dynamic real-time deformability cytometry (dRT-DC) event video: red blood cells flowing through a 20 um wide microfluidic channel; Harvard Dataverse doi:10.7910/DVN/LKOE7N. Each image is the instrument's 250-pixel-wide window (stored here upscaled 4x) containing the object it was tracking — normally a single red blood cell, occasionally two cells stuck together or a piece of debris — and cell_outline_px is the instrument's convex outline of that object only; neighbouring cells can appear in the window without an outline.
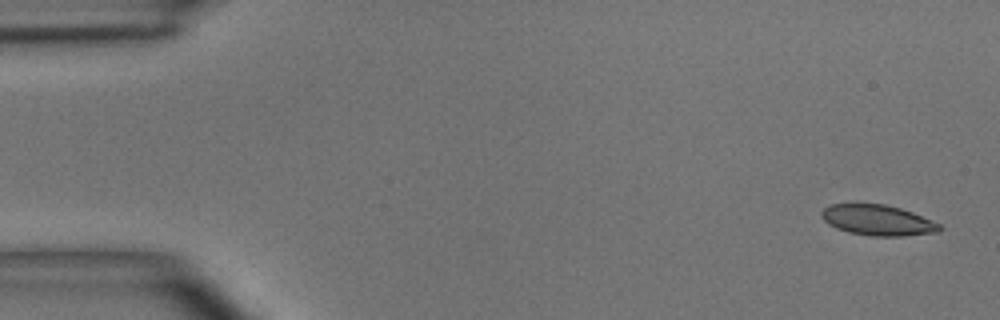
{"species": "common noctule bat (a hibernating species)", "species_latin": "Nyctalus noctula", "temperature_condition": "room temperature", "stored_images_in_passage": 4, "camera_frame_rate_fps": 3000, "um_per_image_px": 0.085, "animal": {"sex": "male", "body_mass_g": 15.6}, "frame": {"image": 1, "passage_image": 1, "time_ms": 0.0, "image_size_px": [1000, 320], "cell_outline_px": [[944, 228], [940, 232], [904, 236], [872, 236], [848, 232], [836, 228], [828, 224], [820, 216], [820, 212], [824, 208], [832, 204], [856, 200], [884, 204], [900, 208], [912, 212], [940, 224]], "centroid_in_image_um": [74.55, 18.67], "position_along_channel_um": 10.4, "area_um2": 21.85}}
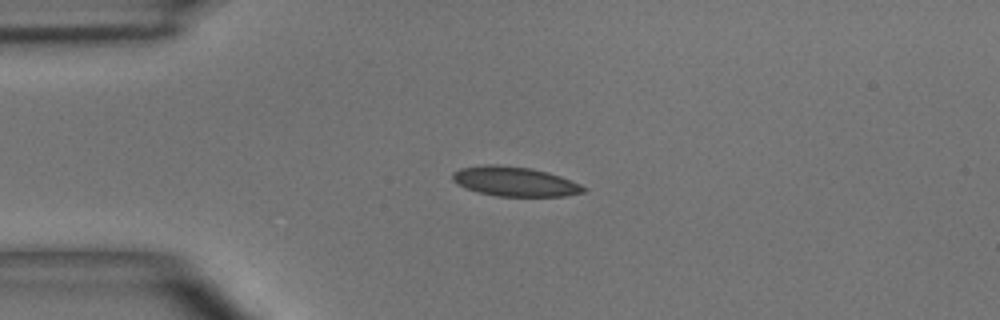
{"frame": {"image": 2, "passage_image": 4, "time_ms": 3.333, "image_size_px": [1000, 320], "cell_outline_px": [[588, 192], [564, 196], [496, 196], [476, 192], [452, 180], [452, 172], [460, 168], [484, 164], [500, 164], [532, 168], [548, 172], [560, 176], [580, 184], [588, 188]], "centroid_in_image_um": [43.78, 15.42], "position_along_channel_um": 41.2, "area_um2": 22.77}}